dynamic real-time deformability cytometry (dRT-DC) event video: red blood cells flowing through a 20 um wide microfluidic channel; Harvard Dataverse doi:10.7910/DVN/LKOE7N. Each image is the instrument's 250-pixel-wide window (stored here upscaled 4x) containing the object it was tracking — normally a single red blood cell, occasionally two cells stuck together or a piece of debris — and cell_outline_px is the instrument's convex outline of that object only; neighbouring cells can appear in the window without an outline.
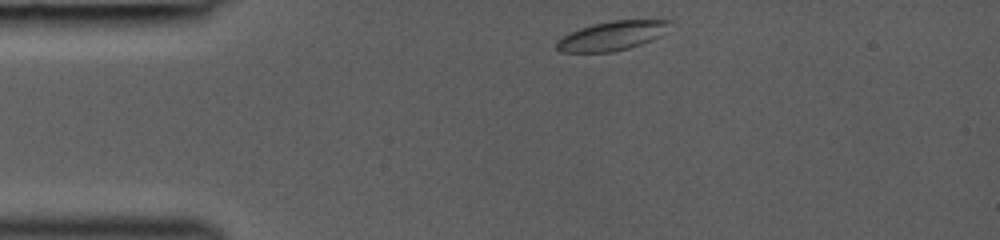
{"species": "common noctule bat (a hibernating species)", "species_latin": "Nyctalus noctula", "temperature_condition": "room temperature", "stored_images_in_passage": 33, "camera_frame_rate_fps": 3000, "um_per_image_px": 0.085, "animal": {"sex": "female", "body_mass_g": 19.0, "forearm_length_mm": 53.3}, "frame": {"image": 1, "passage_image": 1, "time_ms": 0.0, "image_size_px": [1000, 240], "cell_outline_px": [[672, 20], [660, 36], [652, 40], [628, 48], [612, 52], [560, 52], [556, 48], [556, 40], [580, 28], [612, 20]], "centroid_in_image_um": [51.99, 3.05], "position_along_channel_um": 33.0, "area_um2": 18.9}}
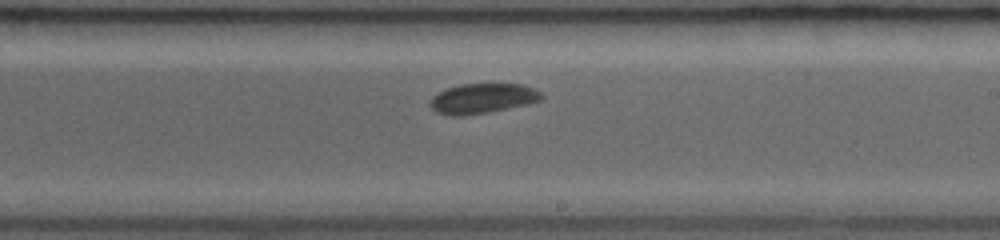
{"frame": {"image": 2, "passage_image": 19, "time_ms": 6.0, "image_size_px": [1000, 240], "cell_outline_px": [[544, 96], [540, 100], [528, 104], [488, 112], [460, 116], [452, 116], [436, 112], [428, 104], [432, 96], [444, 88], [460, 84], [524, 84], [540, 92]], "centroid_in_image_um": [40.97, 8.36], "position_along_channel_um": 248.0, "area_um2": 19.54}}
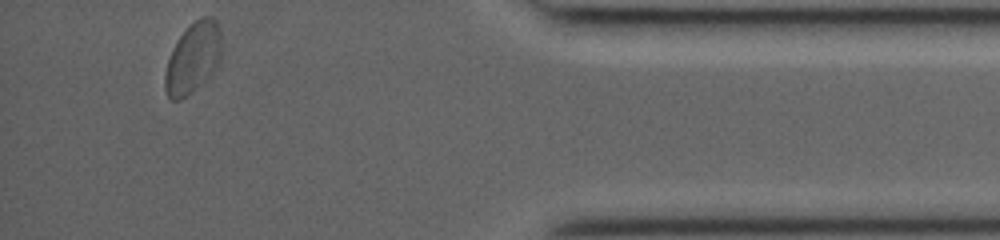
{"frame": {"image": 3, "passage_image": 33, "time_ms": 10.667, "image_size_px": [1000, 240], "cell_outline_px": [[220, 64], [200, 84], [180, 100], [172, 100], [168, 96], [164, 88], [164, 76], [168, 60], [172, 48], [176, 40], [188, 24], [200, 16], [212, 16], [216, 20], [220, 28]], "centroid_in_image_um": [16.39, 4.87], "position_along_channel_um": 418.8, "area_um2": 23.35}}